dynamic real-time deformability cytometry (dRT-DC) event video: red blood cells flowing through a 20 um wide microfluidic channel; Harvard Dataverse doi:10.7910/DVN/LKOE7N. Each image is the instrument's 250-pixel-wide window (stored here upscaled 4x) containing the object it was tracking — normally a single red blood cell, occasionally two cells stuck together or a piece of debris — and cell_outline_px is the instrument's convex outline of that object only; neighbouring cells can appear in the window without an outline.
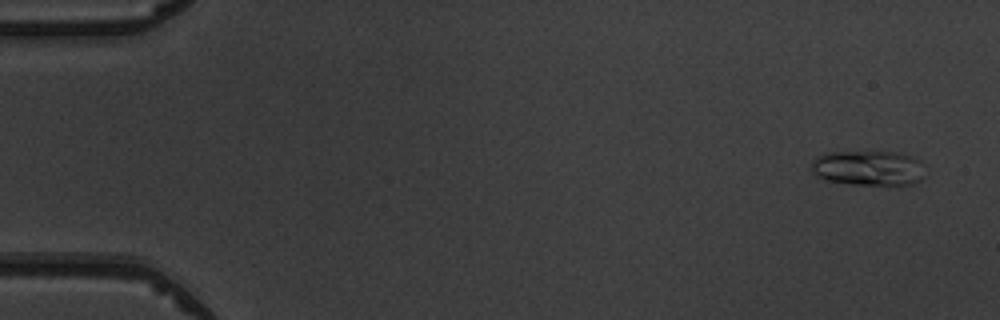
{"species": "common noctule bat (a hibernating species)", "species_latin": "Nyctalus noctula", "temperature_condition": "warm", "stored_images_in_passage": 6, "camera_frame_rate_fps": 3000, "um_per_image_px": 0.085, "animal": {"sex": "male", "body_mass_g": 19.5, "forearm_length_mm": 54.6}, "frame": {"image": 1, "passage_image": 6, "time_ms": 5.667, "image_size_px": [1000, 320], "cell_outline_px": [[924, 176], [920, 180], [912, 184], [896, 188], [888, 188], [852, 184], [824, 180], [816, 176], [812, 172], [812, 160], [816, 156], [828, 152], [900, 152], [912, 156], [920, 160]], "centroid_in_image_um": [73.84, 14.33], "position_along_channel_um": 11.2, "area_um2": 24.22}}